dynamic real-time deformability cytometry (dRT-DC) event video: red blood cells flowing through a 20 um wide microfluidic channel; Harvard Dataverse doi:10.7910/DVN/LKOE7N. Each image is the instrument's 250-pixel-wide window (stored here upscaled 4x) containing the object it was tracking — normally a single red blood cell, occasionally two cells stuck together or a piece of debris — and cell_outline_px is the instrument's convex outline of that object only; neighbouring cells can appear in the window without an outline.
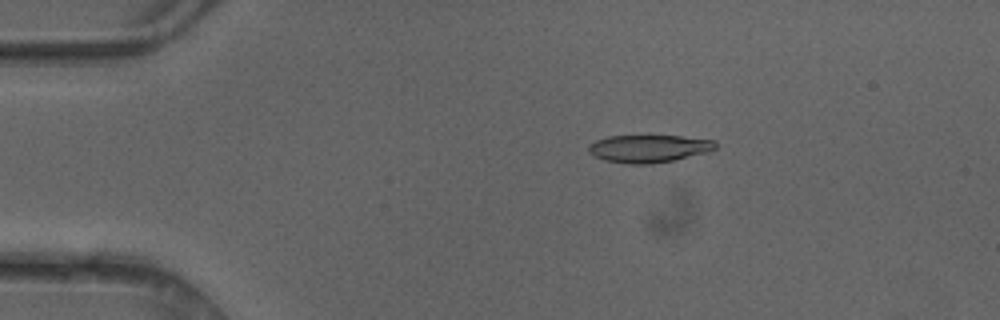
{"species": "common noctule bat (a hibernating species)", "species_latin": "Nyctalus noctula", "temperature_condition": "cold", "stored_images_in_passage": 6, "camera_frame_rate_fps": 3000, "um_per_image_px": 0.085, "animal": {"sex": "female"}, "frame": {"image": 1, "passage_image": 3, "time_ms": 0.667, "image_size_px": [1000, 320], "cell_outline_px": [[716, 148], [712, 152], [676, 160], [652, 164], [628, 164], [604, 160], [588, 152], [588, 144], [596, 140], [608, 136], [680, 136], [716, 140]], "centroid_in_image_um": [55.2, 12.63], "position_along_channel_um": 29.8, "area_um2": 20.75}}
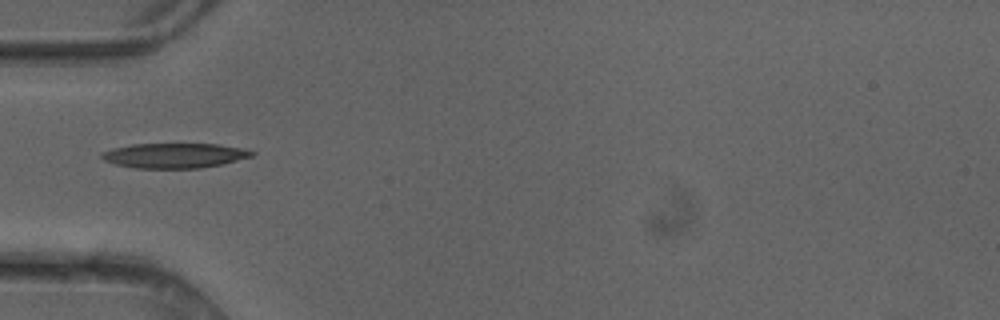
{"frame": {"image": 2, "passage_image": 5, "time_ms": 1.333, "image_size_px": [1000, 320], "cell_outline_px": [[256, 152], [252, 156], [224, 164], [200, 168], [136, 168], [116, 164], [104, 160], [100, 156], [100, 152], [112, 148], [132, 144], [220, 144], [248, 148]], "centroid_in_image_um": [14.87, 13.21], "position_along_channel_um": 70.1, "area_um2": 22.02}}
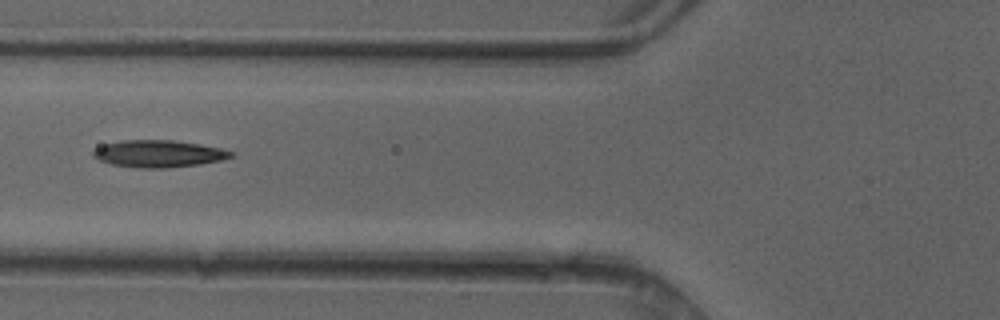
{"frame": {"image": 3, "passage_image": 6, "time_ms": 1.667, "image_size_px": [1000, 320], "cell_outline_px": [[232, 156], [220, 160], [200, 164], [168, 168], [136, 168], [112, 164], [100, 160], [92, 156], [92, 152], [96, 148], [104, 144], [120, 140], [172, 140], [200, 144], [220, 148], [232, 152]], "centroid_in_image_um": [13.44, 13.06], "position_along_channel_um": 112.4, "area_um2": 21.68}}